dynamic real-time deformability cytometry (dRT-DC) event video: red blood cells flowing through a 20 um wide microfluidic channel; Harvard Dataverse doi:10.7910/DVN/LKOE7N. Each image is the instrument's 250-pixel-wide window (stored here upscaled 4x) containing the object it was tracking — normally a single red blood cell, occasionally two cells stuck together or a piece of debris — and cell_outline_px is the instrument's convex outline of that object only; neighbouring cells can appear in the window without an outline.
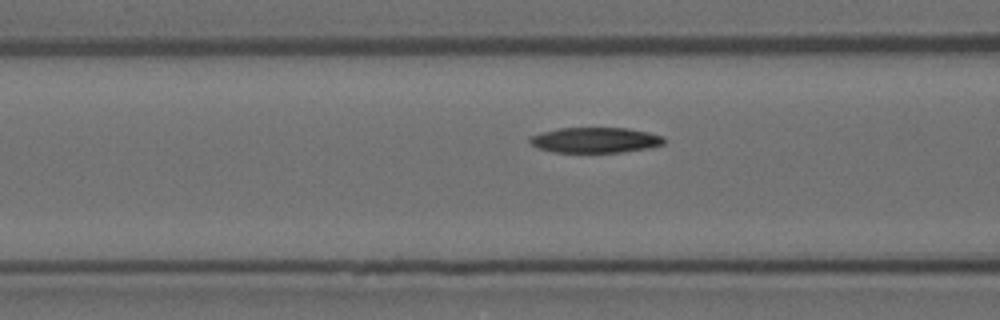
{"species": "Egyptian fruit bat (a non-hibernating species)", "species_latin": "Rousettus aegyptiacus", "temperature_condition": "room temperature", "stored_images_in_passage": 23, "camera_frame_rate_fps": 3000, "um_per_image_px": 0.085, "animal": {"sex": "female"}, "frame": {"image": 1, "passage_image": 17, "time_ms": 5.333, "image_size_px": [1000, 320], "cell_outline_px": [[664, 144], [648, 148], [624, 152], [552, 152], [536, 148], [528, 140], [528, 136], [560, 128], [628, 128], [648, 132], [664, 136]], "centroid_in_image_um": [50.59, 11.91], "position_along_channel_um": 116.0, "area_um2": 19.94}}
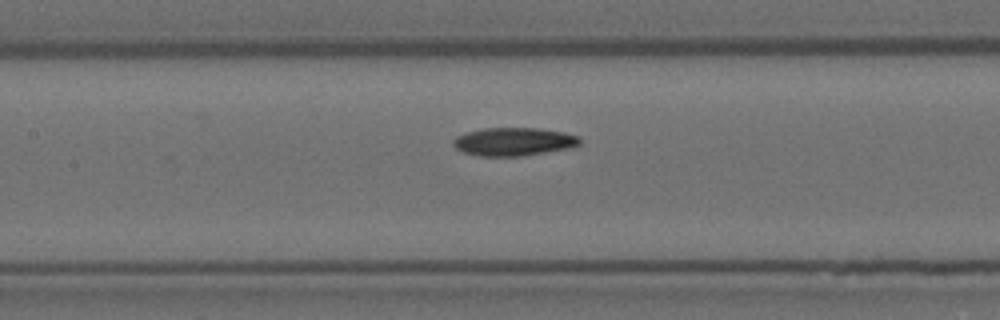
{"frame": {"image": 2, "passage_image": 21, "time_ms": 6.667, "image_size_px": [1000, 320], "cell_outline_px": [[580, 144], [576, 148], [520, 156], [480, 156], [464, 152], [456, 148], [452, 144], [452, 140], [456, 136], [468, 132], [484, 128], [540, 128], [564, 132], [580, 136]], "centroid_in_image_um": [43.72, 12.04], "position_along_channel_um": 163.7, "area_um2": 21.04}}